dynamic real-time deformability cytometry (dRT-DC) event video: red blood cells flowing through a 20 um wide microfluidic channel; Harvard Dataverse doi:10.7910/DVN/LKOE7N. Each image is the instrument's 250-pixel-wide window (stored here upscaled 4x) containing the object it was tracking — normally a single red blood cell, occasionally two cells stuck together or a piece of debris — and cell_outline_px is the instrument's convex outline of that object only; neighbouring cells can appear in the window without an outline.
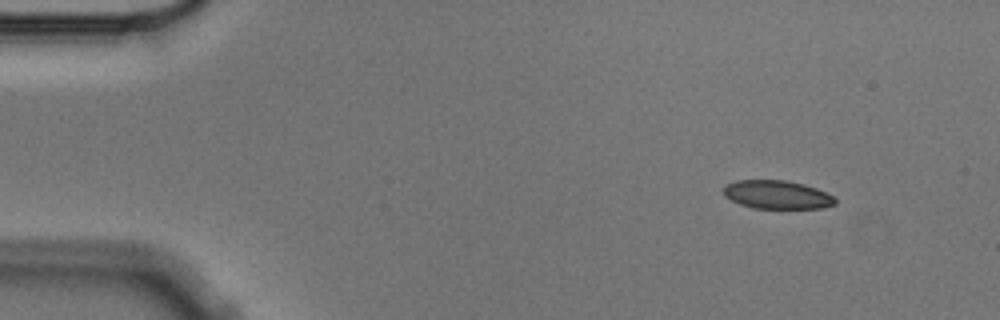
{"species": "Egyptian fruit bat (a non-hibernating species)", "species_latin": "Rousettus aegyptiacus", "temperature_condition": "cold", "stored_images_in_passage": 3, "camera_frame_rate_fps": 3000, "um_per_image_px": 0.085, "animal": {"sex": "male"}, "frame": {"image": 1, "passage_image": 1, "time_ms": 0.0, "image_size_px": [1000, 320], "cell_outline_px": [[836, 204], [824, 208], [752, 208], [740, 204], [724, 196], [724, 184], [736, 180], [784, 180], [804, 184], [816, 188], [832, 196], [836, 200]], "centroid_in_image_um": [66.03, 16.54], "position_along_channel_um": 19.0, "area_um2": 18.5}}
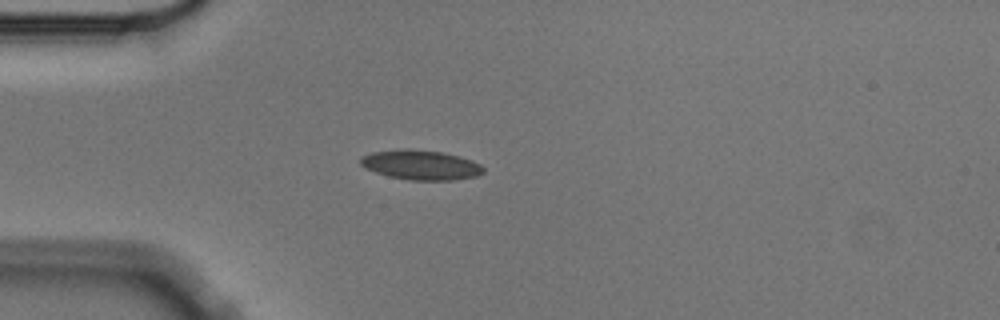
{"frame": {"image": 2, "passage_image": 3, "time_ms": 0.667, "image_size_px": [1000, 320], "cell_outline_px": [[484, 172], [476, 176], [452, 180], [408, 180], [388, 176], [364, 168], [360, 164], [360, 156], [372, 152], [408, 148], [444, 152], [460, 156], [472, 160], [480, 164], [484, 168]], "centroid_in_image_um": [35.76, 14.01], "position_along_channel_um": 49.2, "area_um2": 21.44}}